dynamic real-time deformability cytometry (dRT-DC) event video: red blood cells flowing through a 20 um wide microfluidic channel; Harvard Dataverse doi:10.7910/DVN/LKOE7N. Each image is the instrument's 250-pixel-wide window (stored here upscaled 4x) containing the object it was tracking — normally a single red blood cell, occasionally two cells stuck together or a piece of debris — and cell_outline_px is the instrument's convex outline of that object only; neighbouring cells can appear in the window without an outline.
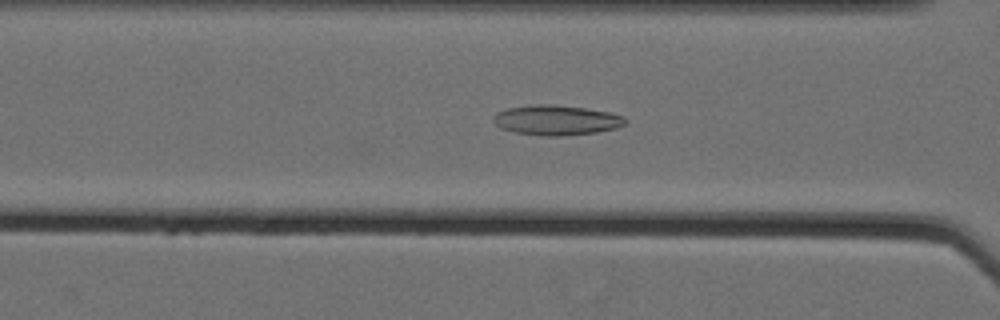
{"species": "Egyptian fruit bat (a non-hibernating species)", "species_latin": "Rousettus aegyptiacus", "temperature_condition": "cold", "stored_images_in_passage": 62, "camera_frame_rate_fps": 3000, "um_per_image_px": 0.085, "animal": {"sex": "female"}, "frame": {"image": 1, "passage_image": 30, "time_ms": 9.667, "image_size_px": [1000, 320], "cell_outline_px": [[628, 120], [624, 124], [616, 128], [596, 132], [560, 136], [548, 136], [512, 132], [500, 128], [492, 120], [492, 116], [496, 112], [508, 108], [532, 104], [556, 104], [584, 108], [608, 112], [624, 116]], "centroid_in_image_um": [47.25, 10.2], "position_along_channel_um": 119.3, "area_um2": 23.18}}
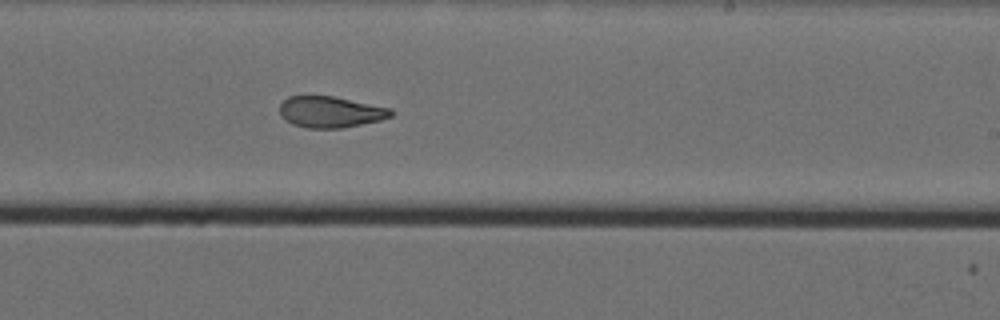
{"frame": {"image": 2, "passage_image": 42, "time_ms": 13.667, "image_size_px": [1000, 320], "cell_outline_px": [[396, 112], [392, 116], [380, 120], [340, 128], [308, 128], [292, 124], [284, 120], [280, 116], [280, 104], [288, 96], [332, 96], [392, 108]], "centroid_in_image_um": [28.09, 9.51], "position_along_channel_um": 260.9, "area_um2": 20.29}}
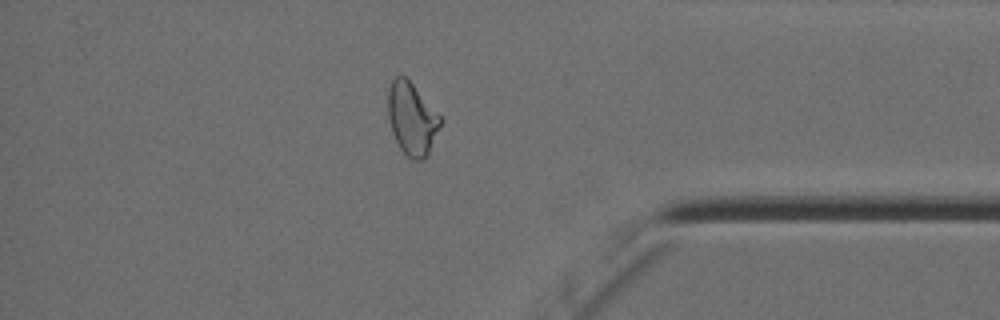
{"frame": {"image": 3, "passage_image": 55, "time_ms": 18.0, "image_size_px": [1000, 320], "cell_outline_px": [[444, 120], [428, 156], [424, 160], [412, 160], [400, 148], [392, 132], [388, 116], [388, 88], [392, 80], [396, 76], [404, 76], [412, 84]], "centroid_in_image_um": [35.03, 10.13], "position_along_channel_um": 400.2, "area_um2": 22.14}, "authors_computed_cell_mechanics": {"area_um2": 23.409, "velocity_mm_per_s": 3.5316, "shape_relaxation_time_tau1_ms": null, "shape_relaxation_time_tau2_ms": 2.6364, "deformation_change_tau1": null, "deformation_change_tau2": 0.1015}}